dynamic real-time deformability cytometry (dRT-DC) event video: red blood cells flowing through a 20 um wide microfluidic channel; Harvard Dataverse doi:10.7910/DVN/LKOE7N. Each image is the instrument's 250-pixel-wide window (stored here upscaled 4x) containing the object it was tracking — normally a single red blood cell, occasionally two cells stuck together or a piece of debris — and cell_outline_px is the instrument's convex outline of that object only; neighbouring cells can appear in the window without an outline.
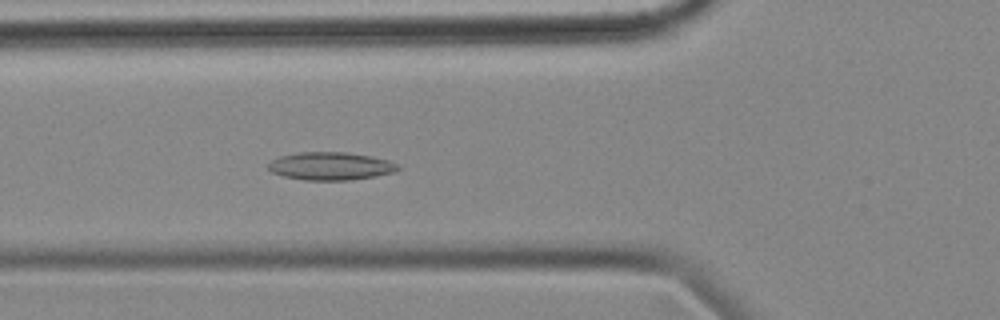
{"species": "common noctule bat (a hibernating species)", "species_latin": "Nyctalus noctula", "temperature_condition": "cold", "stored_images_in_passage": 43, "camera_frame_rate_fps": 3000, "um_per_image_px": 0.085, "animal": {"sex": "female", "body_mass_g": 18.4}, "frame": {"image": 1, "passage_image": 7, "time_ms": 2.0, "image_size_px": [1000, 320], "cell_outline_px": [[400, 168], [392, 172], [376, 176], [348, 180], [304, 180], [284, 176], [272, 172], [268, 168], [268, 164], [272, 160], [280, 156], [300, 152], [344, 152], [372, 156], [388, 160], [400, 164]], "centroid_in_image_um": [28.12, 14.11], "position_along_channel_um": 97.7, "area_um2": 21.04}}
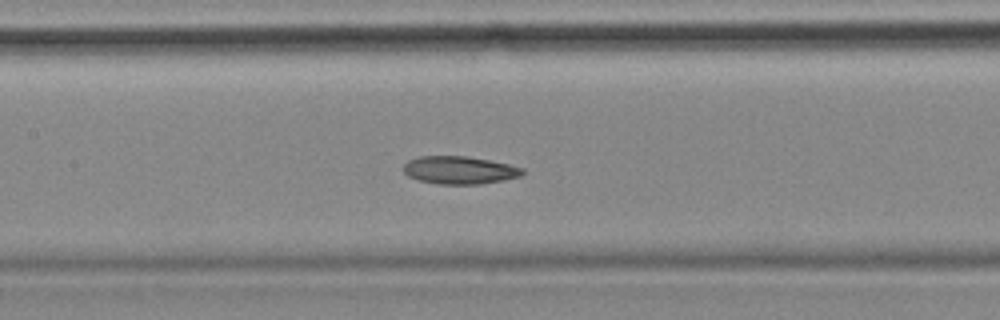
{"frame": {"image": 2, "passage_image": 13, "time_ms": 4.0, "image_size_px": [1000, 320], "cell_outline_px": [[524, 172], [520, 176], [480, 184], [440, 184], [420, 180], [408, 176], [404, 172], [404, 164], [408, 160], [420, 156], [468, 156], [508, 164], [524, 168]], "centroid_in_image_um": [39.04, 14.45], "position_along_channel_um": 168.4, "area_um2": 19.07}}
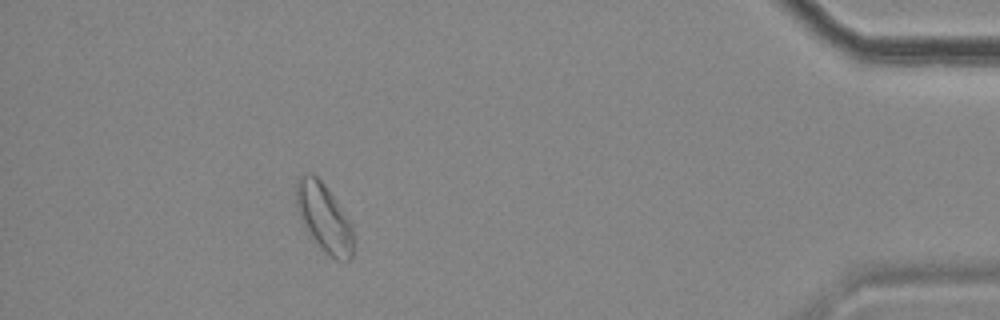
{"frame": {"image": 3, "passage_image": 38, "time_ms": 12.333, "image_size_px": [1000, 320], "cell_outline_px": [[352, 260], [336, 260], [312, 236], [300, 216], [296, 204], [296, 180], [300, 176], [308, 172], [312, 172], [324, 184], [352, 220]], "centroid_in_image_um": [27.57, 18.43], "position_along_channel_um": 407.6, "area_um2": 22.25}, "authors_computed_cell_mechanics": {"area_um2": 19.7676, "velocity_mm_per_s": 3.5201, "shape_relaxation_time_tau1_ms": null, "shape_relaxation_time_tau2_ms": 9.4113, "deformation_change_tau1": null, "deformation_change_tau2": 0.1511}}